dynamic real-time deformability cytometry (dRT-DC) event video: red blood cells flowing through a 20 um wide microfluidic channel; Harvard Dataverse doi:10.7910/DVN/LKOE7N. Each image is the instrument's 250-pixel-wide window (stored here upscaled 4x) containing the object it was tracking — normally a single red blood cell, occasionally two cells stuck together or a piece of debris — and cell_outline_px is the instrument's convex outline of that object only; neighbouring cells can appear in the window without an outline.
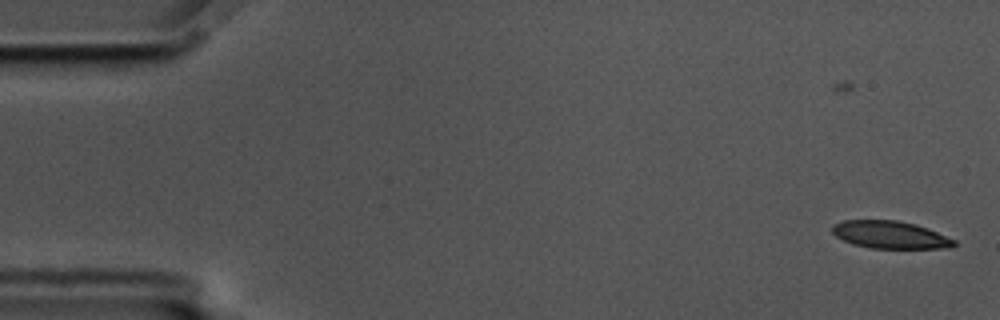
{"species": "common noctule bat (a hibernating species)", "species_latin": "Nyctalus noctula", "temperature_condition": "cold", "stored_images_in_passage": 58, "camera_frame_rate_fps": 3000, "um_per_image_px": 0.085, "animal": {"sex": "male", "body_mass_g": 17.5, "forearm_length_mm": 52.3}, "frame": {"image": 1, "passage_image": 1, "time_ms": 0.0, "image_size_px": [1000, 320], "cell_outline_px": [[956, 244], [952, 248], [872, 248], [852, 244], [836, 236], [832, 232], [832, 224], [844, 220], [896, 220], [916, 224], [928, 228], [956, 240]], "centroid_in_image_um": [75.68, 19.95], "position_along_channel_um": 9.3, "area_um2": 19.59}}
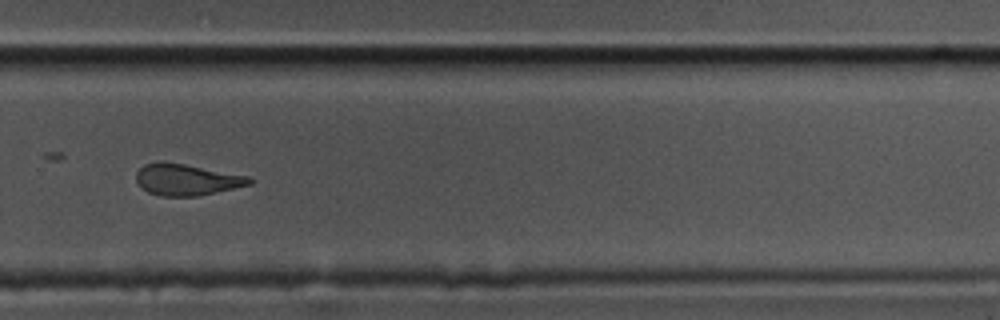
{"frame": {"image": 2, "passage_image": 39, "time_ms": 12.667, "image_size_px": [1000, 320], "cell_outline_px": [[256, 180], [252, 184], [216, 192], [196, 196], [160, 196], [148, 192], [140, 188], [136, 180], [136, 172], [144, 164], [184, 164], [248, 176]], "centroid_in_image_um": [15.89, 15.3], "position_along_channel_um": 313.9, "area_um2": 20.29}}
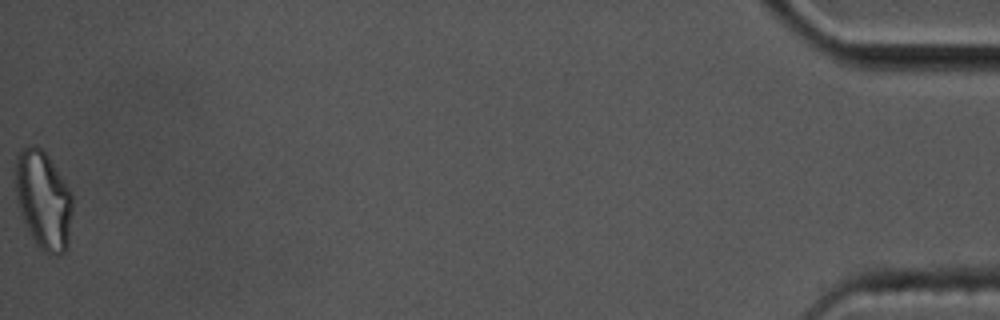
{"frame": {"image": 3, "passage_image": 58, "time_ms": 19.0, "image_size_px": [1000, 320], "cell_outline_px": [[72, 212], [68, 244], [64, 252], [56, 256], [44, 252], [36, 244], [28, 232], [20, 208], [16, 192], [16, 156], [20, 148], [28, 144], [36, 144], [48, 156], [72, 192]], "centroid_in_image_um": [3.7, 16.98], "position_along_channel_um": 431.5, "area_um2": 32.71}, "authors_computed_cell_mechanics": {"area_um2": 21.675, "velocity_mm_per_s": 3.4368, "shape_relaxation_time_tau1_ms": null, "shape_relaxation_time_tau2_ms": 4.0711, "deformation_change_tau1": null, "deformation_change_tau2": 0.1303}}